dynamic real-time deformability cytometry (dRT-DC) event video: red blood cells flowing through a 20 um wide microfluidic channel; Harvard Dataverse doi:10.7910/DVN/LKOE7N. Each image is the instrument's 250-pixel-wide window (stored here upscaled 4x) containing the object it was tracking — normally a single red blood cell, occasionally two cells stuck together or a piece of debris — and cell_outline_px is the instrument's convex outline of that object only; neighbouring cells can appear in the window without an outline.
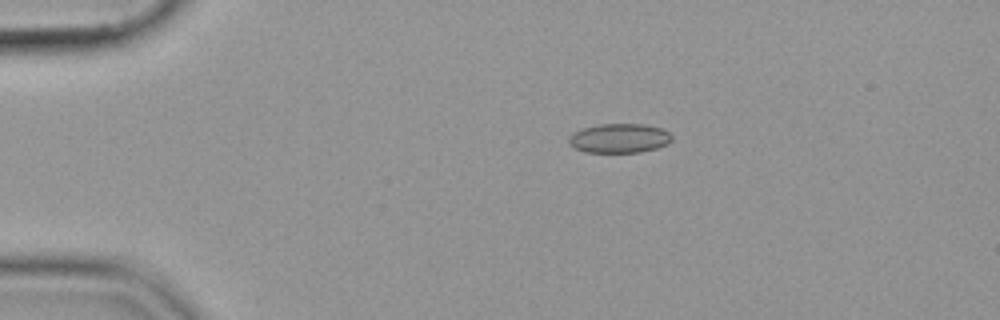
{"species": "common noctule bat (a hibernating species)", "species_latin": "Nyctalus noctula", "temperature_condition": "cold", "stored_images_in_passage": 44, "camera_frame_rate_fps": 3000, "um_per_image_px": 0.085, "animal": {"sex": "female", "body_mass_g": 19.9}, "frame": {"image": 1, "passage_image": 1, "time_ms": 0.0, "image_size_px": [1000, 320], "cell_outline_px": [[672, 140], [668, 144], [656, 148], [640, 152], [584, 152], [568, 144], [568, 136], [572, 132], [584, 128], [600, 124], [644, 124], [660, 128], [668, 132], [672, 136]], "centroid_in_image_um": [52.62, 11.75], "position_along_channel_um": 32.4, "area_um2": 17.63}}
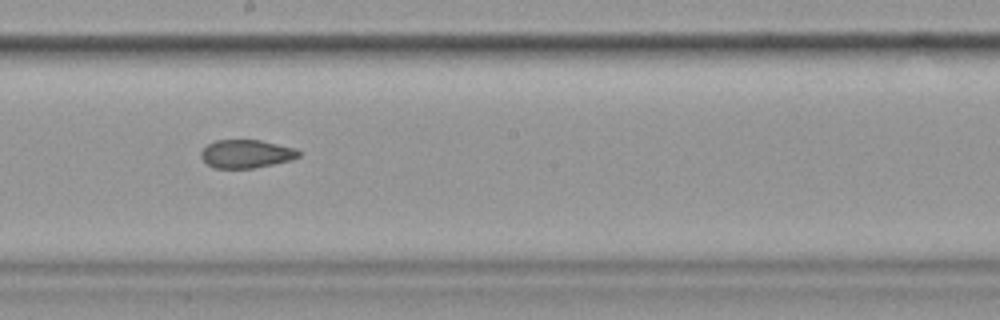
{"frame": {"image": 2, "passage_image": 21, "time_ms": 6.667, "image_size_px": [1000, 320], "cell_outline_px": [[300, 156], [292, 160], [252, 168], [216, 168], [208, 164], [200, 156], [200, 152], [208, 144], [216, 140], [260, 140], [296, 148], [300, 152]], "centroid_in_image_um": [20.95, 13.07], "position_along_channel_um": 227.3, "area_um2": 16.01}}
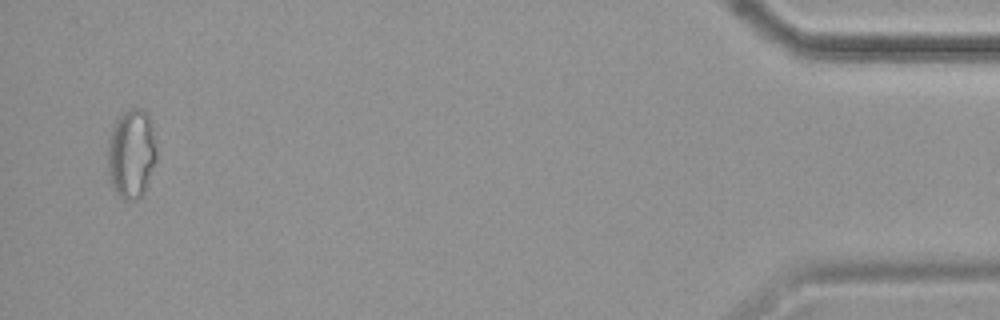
{"frame": {"image": 3, "passage_image": 43, "time_ms": 14.0, "image_size_px": [1000, 320], "cell_outline_px": [[156, 160], [144, 192], [136, 200], [124, 200], [112, 188], [108, 172], [108, 144], [112, 128], [116, 120], [124, 112], [132, 108], [140, 108], [148, 112], [152, 120], [156, 148]], "centroid_in_image_um": [11.18, 13.05], "position_along_channel_um": 424.0, "area_um2": 25.55}}